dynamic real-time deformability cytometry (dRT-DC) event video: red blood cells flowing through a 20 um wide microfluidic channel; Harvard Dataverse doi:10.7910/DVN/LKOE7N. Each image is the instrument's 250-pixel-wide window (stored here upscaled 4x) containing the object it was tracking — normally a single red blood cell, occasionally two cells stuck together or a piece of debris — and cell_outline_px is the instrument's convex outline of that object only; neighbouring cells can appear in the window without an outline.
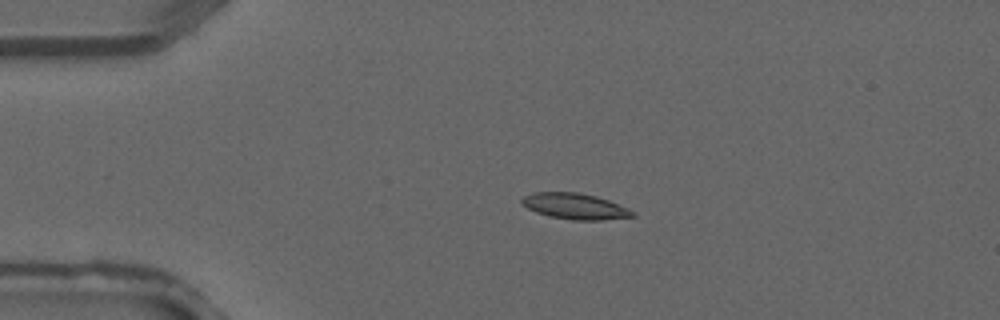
{"species": "common noctule bat (a hibernating species)", "species_latin": "Nyctalus noctula", "temperature_condition": "warm", "stored_images_in_passage": 4, "camera_frame_rate_fps": 3000, "um_per_image_px": 0.085, "animal": {"sex": "male", "forearm_length_mm": 52.5}, "frame": {"image": 1, "passage_image": 3, "time_ms": 0.667, "image_size_px": [1000, 320], "cell_outline_px": [[636, 216], [600, 220], [572, 220], [548, 216], [536, 212], [528, 208], [520, 200], [524, 196], [532, 192], [580, 192], [596, 196], [608, 200], [628, 208], [636, 212]], "centroid_in_image_um": [48.89, 17.53], "position_along_channel_um": 36.1, "area_um2": 16.76}}
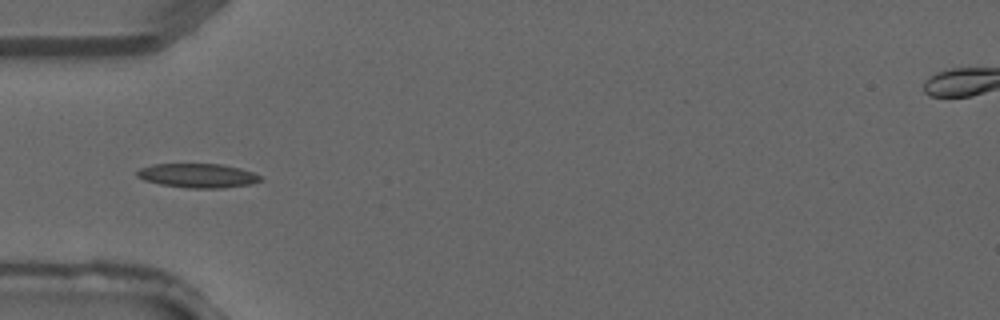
{"frame": {"image": 2, "passage_image": 4, "time_ms": 1.0, "image_size_px": [1000, 320], "cell_outline_px": [[260, 180], [248, 184], [220, 188], [188, 188], [160, 184], [144, 180], [136, 176], [136, 172], [140, 168], [152, 164], [220, 164], [240, 168], [252, 172], [260, 176]], "centroid_in_image_um": [16.74, 14.92], "position_along_channel_um": 68.3, "area_um2": 17.17}}